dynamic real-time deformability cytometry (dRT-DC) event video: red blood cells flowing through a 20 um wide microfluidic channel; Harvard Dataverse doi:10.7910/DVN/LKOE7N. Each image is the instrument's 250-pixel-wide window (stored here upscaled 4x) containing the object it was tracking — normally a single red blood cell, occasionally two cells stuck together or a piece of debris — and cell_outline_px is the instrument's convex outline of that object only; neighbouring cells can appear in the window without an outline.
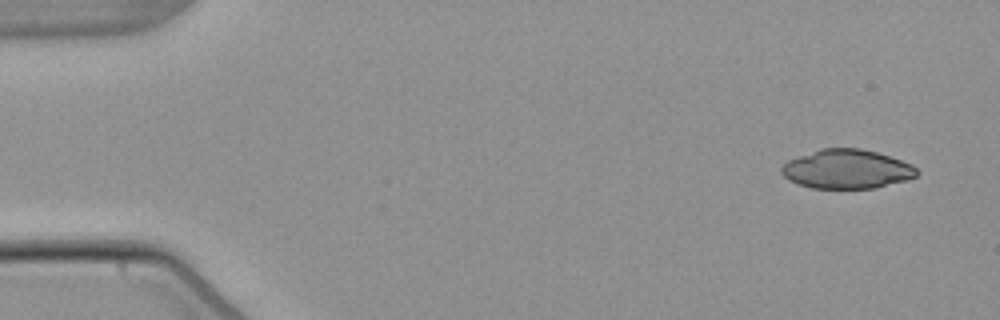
{"species": "common noctule bat (a hibernating species)", "species_latin": "Nyctalus noctula", "temperature_condition": "warm", "stored_images_in_passage": 4, "camera_frame_rate_fps": 3000, "um_per_image_px": 0.085, "animal": {"sex": "male", "body_mass_g": 21.5, "forearm_length_mm": 52.0}, "frame": {"image": 1, "passage_image": 1, "time_ms": 0.0, "image_size_px": [1000, 320], "cell_outline_px": [[920, 172], [916, 176], [908, 180], [876, 188], [812, 188], [788, 180], [780, 172], [780, 168], [788, 160], [820, 148], [860, 148], [876, 152], [912, 164]], "centroid_in_image_um": [71.98, 14.38], "position_along_channel_um": 13.0, "area_um2": 30.87}}